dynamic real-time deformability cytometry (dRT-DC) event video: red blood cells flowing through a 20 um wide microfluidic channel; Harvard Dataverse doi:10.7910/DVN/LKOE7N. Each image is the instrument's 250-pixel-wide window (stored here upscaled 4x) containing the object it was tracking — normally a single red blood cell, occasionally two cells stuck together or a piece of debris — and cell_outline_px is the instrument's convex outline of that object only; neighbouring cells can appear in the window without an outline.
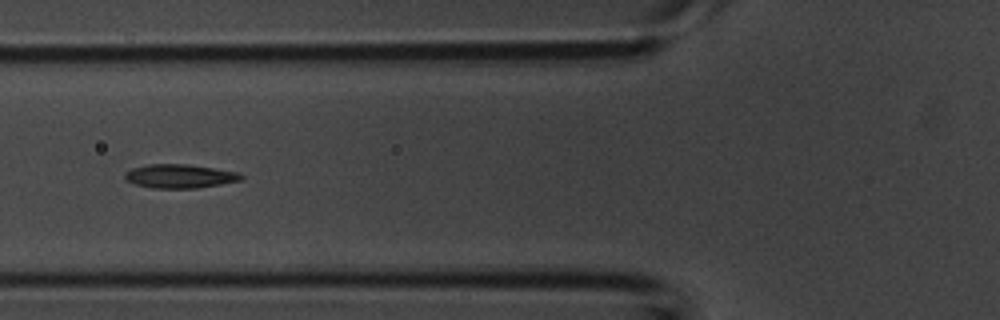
{"species": "common noctule bat (a hibernating species)", "species_latin": "Nyctalus noctula", "temperature_condition": "room temperature", "stored_images_in_passage": 34, "camera_frame_rate_fps": 3000, "um_per_image_px": 0.085, "animal": {"sex": "male", "body_mass_g": 20.1, "forearm_length_mm": 53.5}, "frame": {"image": 1, "passage_image": 20, "time_ms": 6.333, "image_size_px": [1000, 320], "cell_outline_px": [[244, 176], [240, 180], [220, 184], [196, 188], [152, 188], [136, 184], [124, 180], [124, 172], [132, 168], [148, 164], [188, 164], [240, 172]], "centroid_in_image_um": [15.25, 14.97], "position_along_channel_um": 110.5, "area_um2": 16.18}}
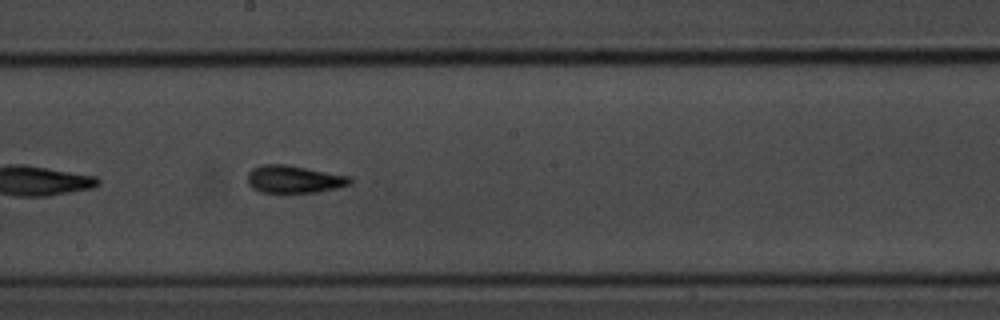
{"frame": {"image": 2, "passage_image": 29, "time_ms": 9.333, "image_size_px": [1000, 320], "cell_outline_px": [[352, 184], [320, 192], [260, 192], [252, 188], [248, 184], [248, 172], [252, 168], [260, 164], [284, 164], [352, 176]], "centroid_in_image_um": [25.0, 15.23], "position_along_channel_um": 223.2, "area_um2": 16.59}}